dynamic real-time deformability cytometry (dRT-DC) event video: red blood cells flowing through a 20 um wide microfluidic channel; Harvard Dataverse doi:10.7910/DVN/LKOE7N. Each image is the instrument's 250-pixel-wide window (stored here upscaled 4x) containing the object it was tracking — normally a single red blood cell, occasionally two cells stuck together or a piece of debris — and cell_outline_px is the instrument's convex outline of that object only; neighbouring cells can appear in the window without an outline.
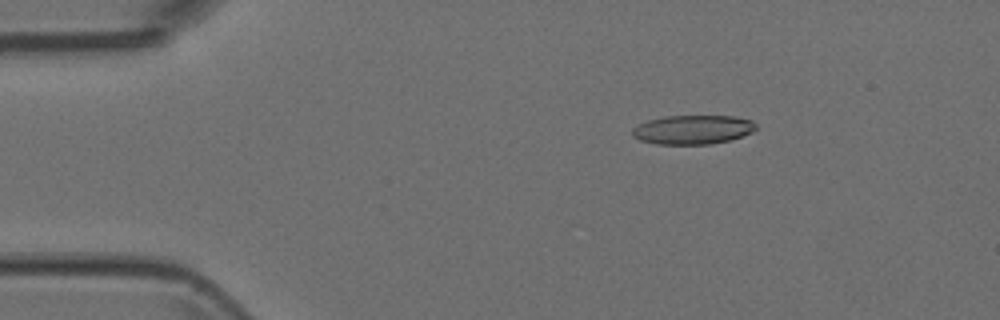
{"species": "Egyptian fruit bat (a non-hibernating species)", "species_latin": "Rousettus aegyptiacus", "temperature_condition": "room temperature", "stored_images_in_passage": 5, "camera_frame_rate_fps": 3000, "um_per_image_px": 0.085, "animal": {"sex": "female"}, "frame": {"image": 1, "passage_image": 3, "time_ms": 0.667, "image_size_px": [1000, 320], "cell_outline_px": [[756, 128], [752, 132], [732, 140], [708, 144], [656, 144], [640, 140], [632, 136], [632, 128], [648, 120], [664, 116], [736, 116], [752, 120], [756, 124]], "centroid_in_image_um": [58.9, 11.02], "position_along_channel_um": 26.1, "area_um2": 21.04}}
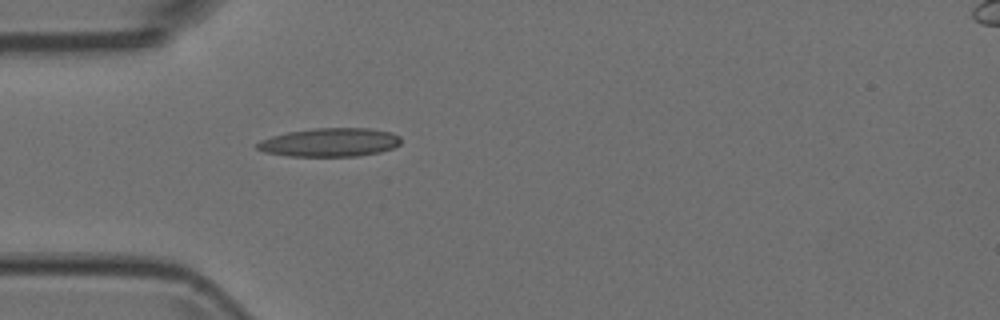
{"frame": {"image": 2, "passage_image": 5, "time_ms": 1.333, "image_size_px": [1000, 320], "cell_outline_px": [[400, 144], [392, 148], [380, 152], [356, 156], [288, 156], [264, 152], [256, 148], [256, 144], [260, 140], [272, 136], [288, 132], [316, 128], [368, 128], [392, 132], [400, 136]], "centroid_in_image_um": [28.03, 12.1], "position_along_channel_um": 57.0, "area_um2": 23.93}}